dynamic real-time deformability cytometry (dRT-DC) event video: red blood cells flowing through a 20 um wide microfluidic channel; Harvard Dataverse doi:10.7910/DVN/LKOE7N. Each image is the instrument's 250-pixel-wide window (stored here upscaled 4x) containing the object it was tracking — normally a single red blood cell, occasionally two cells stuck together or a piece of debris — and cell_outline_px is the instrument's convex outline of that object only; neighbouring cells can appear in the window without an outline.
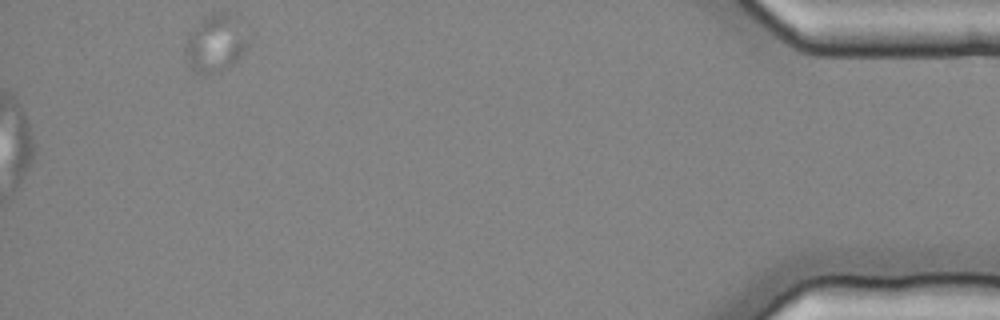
{"species": "common noctule bat (a hibernating species)", "species_latin": "Nyctalus noctula", "temperature_condition": "cold", "stored_images_in_passage": 59, "segment_of_instrument_passage": [2, 2], "camera_frame_rate_fps": 3000, "um_per_image_px": 0.085, "animal": {"sex": "female", "body_mass_g": 25.1}, "frame": {"image": 1, "passage_image": 59, "time_ms": 19.333, "image_size_px": [1000, 320], "cell_outline_px": [[248, 40], [240, 56], [228, 68], [220, 72], [196, 72], [188, 64], [184, 52], [184, 48], [188, 40], [200, 20], [204, 16], [212, 12], [224, 12], [248, 24]], "centroid_in_image_um": [18.37, 3.63], "position_along_channel_um": 416.8, "area_um2": 20.92}}